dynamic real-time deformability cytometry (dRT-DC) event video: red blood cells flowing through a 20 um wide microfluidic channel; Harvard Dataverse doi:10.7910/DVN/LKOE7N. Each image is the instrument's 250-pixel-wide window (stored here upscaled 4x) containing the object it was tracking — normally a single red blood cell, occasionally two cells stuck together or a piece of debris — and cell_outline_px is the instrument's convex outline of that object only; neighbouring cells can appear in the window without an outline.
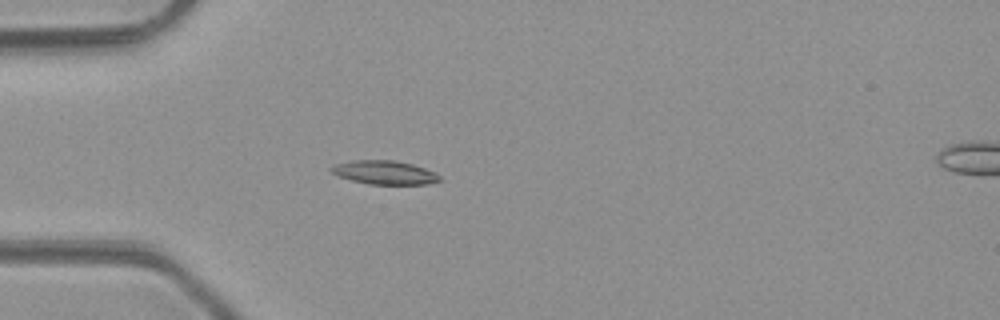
{"species": "common noctule bat (a hibernating species)", "species_latin": "Nyctalus noctula", "temperature_condition": "room temperature", "stored_images_in_passage": 5, "camera_frame_rate_fps": 3000, "um_per_image_px": 0.085, "animal": {"sex": "male", "body_mass_g": 23.1, "forearm_length_mm": 52.7}, "frame": {"image": 1, "passage_image": 4, "time_ms": 3.333, "image_size_px": [1000, 320], "cell_outline_px": [[444, 180], [428, 184], [368, 184], [352, 180], [340, 176], [332, 172], [328, 168], [332, 164], [352, 160], [396, 160], [412, 164], [436, 172]], "centroid_in_image_um": [32.7, 14.65], "position_along_channel_um": 52.3, "area_um2": 15.14}}